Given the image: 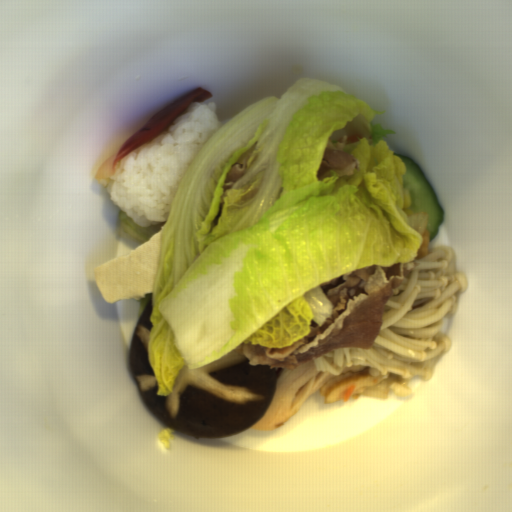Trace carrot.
Returning <instances> with one entry per match:
<instances>
[{
    "label": "carrot",
    "instance_id": "1",
    "mask_svg": "<svg viewBox=\"0 0 512 512\" xmlns=\"http://www.w3.org/2000/svg\"><path fill=\"white\" fill-rule=\"evenodd\" d=\"M355 386H350L348 388H346L345 392H344V398H343V401L346 403L347 401H349L350 399V396L354 390Z\"/></svg>",
    "mask_w": 512,
    "mask_h": 512
}]
</instances>
